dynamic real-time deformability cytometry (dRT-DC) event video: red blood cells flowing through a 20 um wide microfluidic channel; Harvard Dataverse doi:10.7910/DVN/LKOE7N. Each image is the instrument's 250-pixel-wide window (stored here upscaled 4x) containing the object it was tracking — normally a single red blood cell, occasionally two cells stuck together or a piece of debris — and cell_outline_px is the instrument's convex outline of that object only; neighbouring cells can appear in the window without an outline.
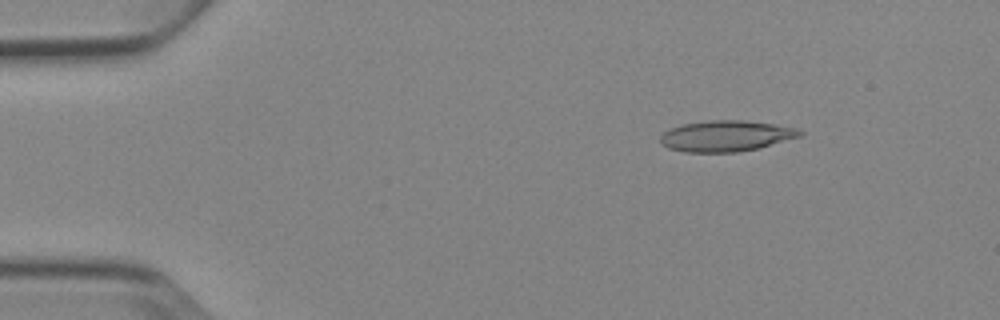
{"species": "Egyptian fruit bat (a non-hibernating species)", "species_latin": "Rousettus aegyptiacus", "temperature_condition": "cold", "stored_images_in_passage": 4, "camera_frame_rate_fps": 3000, "um_per_image_px": 0.085, "animal": {"sex": "female"}, "frame": {"image": 1, "passage_image": 2, "time_ms": 1.0, "image_size_px": [1000, 320], "cell_outline_px": [[804, 132], [800, 136], [760, 148], [736, 152], [684, 152], [668, 148], [660, 144], [660, 136], [668, 128], [684, 124], [708, 120], [744, 120], [772, 124], [796, 128]], "centroid_in_image_um": [61.67, 11.56], "position_along_channel_um": 23.3, "area_um2": 25.2}}